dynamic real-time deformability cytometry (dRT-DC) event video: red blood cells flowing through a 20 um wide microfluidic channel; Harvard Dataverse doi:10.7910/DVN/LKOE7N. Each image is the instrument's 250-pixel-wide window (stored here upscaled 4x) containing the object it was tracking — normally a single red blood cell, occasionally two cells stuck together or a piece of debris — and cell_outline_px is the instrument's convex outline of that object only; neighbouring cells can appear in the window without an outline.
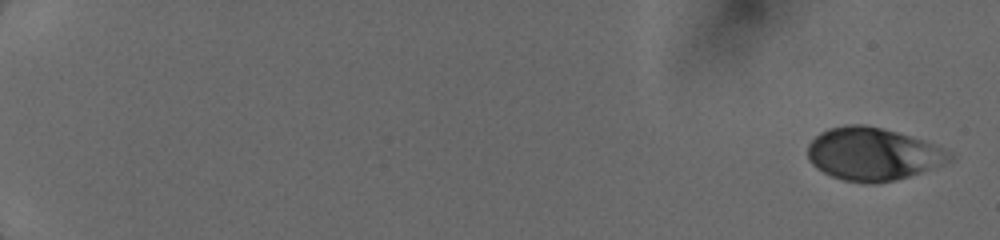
{"species": "human", "species_latin": "Homo sapiens", "temperature_condition": "cold", "stored_images_in_passage": 14, "camera_frame_rate_fps": 3000, "um_per_image_px": 0.085, "donor": {"sex": "female"}, "frame": {"image": 1, "passage_image": 1, "time_ms": 0.0, "image_size_px": [1000, 240], "cell_outline_px": [[952, 160], [944, 164], [908, 176], [876, 184], [872, 184], [844, 180], [832, 176], [816, 168], [808, 160], [808, 144], [820, 132], [828, 128], [848, 124], [864, 124], [896, 132], [924, 140], [944, 148], [952, 152]], "centroid_in_image_um": [74.18, 13.09], "position_along_channel_um": 10.8, "area_um2": 43.52}}
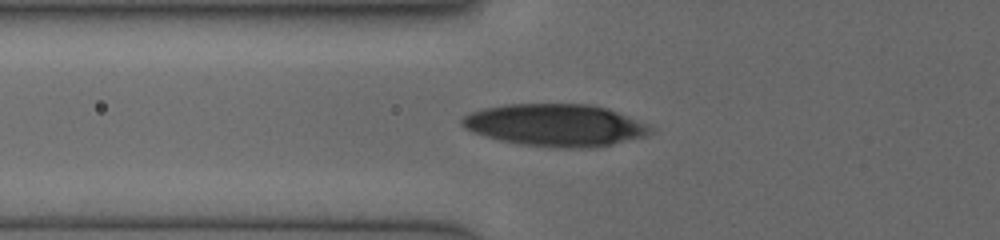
{"frame": {"image": 2, "passage_image": 10, "time_ms": 6.667, "image_size_px": [1000, 240], "cell_outline_px": [[656, 128], [652, 132], [644, 136], [612, 144], [588, 148], [552, 148], [516, 144], [484, 136], [472, 132], [464, 128], [460, 124], [460, 120], [464, 116], [472, 112], [484, 108], [504, 104], [592, 104], [608, 108], [652, 124]], "centroid_in_image_um": [47.24, 10.64], "position_along_channel_um": 78.6, "area_um2": 47.05}}
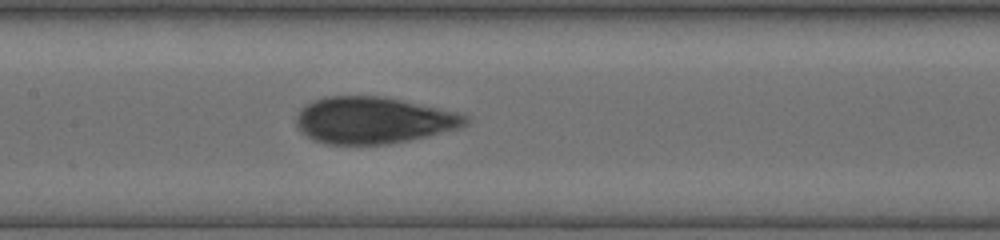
{"frame": {"image": 3, "passage_image": 14, "time_ms": 9.0, "image_size_px": [1000, 240], "cell_outline_px": [[468, 124], [460, 128], [428, 136], [388, 144], [324, 144], [312, 140], [300, 132], [296, 124], [296, 116], [300, 108], [304, 104], [312, 100], [324, 96], [384, 96], [456, 112], [468, 116]], "centroid_in_image_um": [31.68, 10.22], "position_along_channel_um": 175.7, "area_um2": 46.36}}